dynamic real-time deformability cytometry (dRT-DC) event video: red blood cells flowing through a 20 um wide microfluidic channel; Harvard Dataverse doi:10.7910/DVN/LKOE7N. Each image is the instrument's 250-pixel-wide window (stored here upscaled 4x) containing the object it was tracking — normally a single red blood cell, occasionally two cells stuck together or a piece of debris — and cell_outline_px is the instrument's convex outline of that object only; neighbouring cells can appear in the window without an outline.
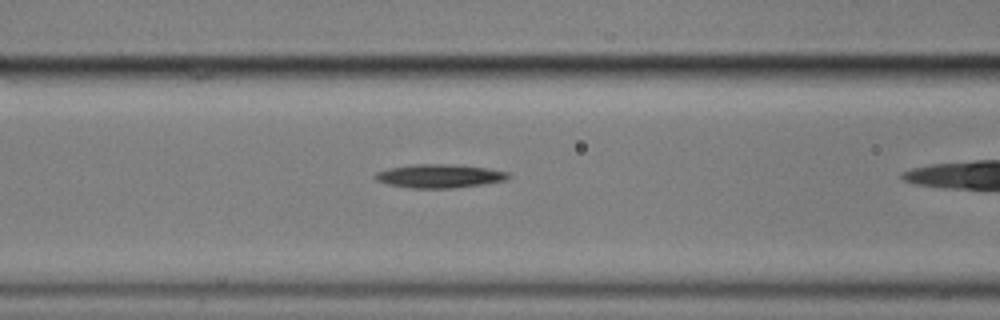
{"species": "common noctule bat (a hibernating species)", "species_latin": "Nyctalus noctula", "temperature_condition": "cold", "stored_images_in_passage": 30, "camera_frame_rate_fps": 3000, "um_per_image_px": 0.085, "animal": {"sex": "male", "body_mass_g": 17.9}, "frame": {"image": 1, "passage_image": 8, "time_ms": 2.333, "image_size_px": [1000, 320], "cell_outline_px": [[512, 176], [504, 180], [484, 184], [452, 188], [412, 188], [388, 184], [376, 180], [372, 176], [376, 172], [388, 168], [412, 164], [444, 164], [488, 168], [508, 172]], "centroid_in_image_um": [37.32, 14.96], "position_along_channel_um": 129.3, "area_um2": 18.26}}
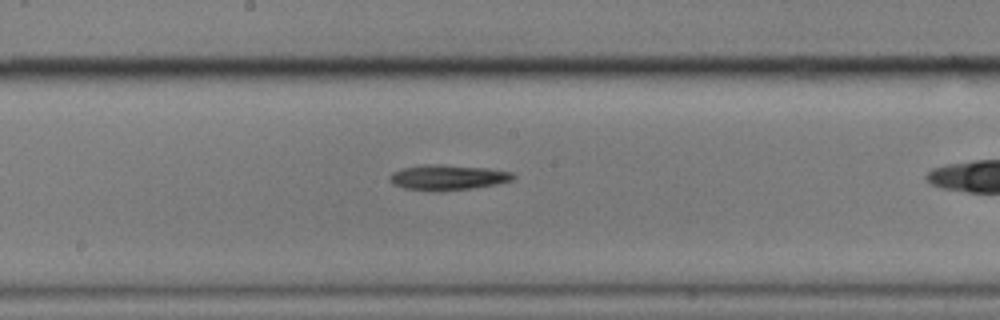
{"frame": {"image": 2, "passage_image": 15, "time_ms": 4.667, "image_size_px": [1000, 320], "cell_outline_px": [[516, 176], [512, 180], [496, 184], [472, 188], [440, 192], [432, 192], [404, 188], [392, 184], [388, 180], [392, 172], [400, 168], [424, 164], [440, 164], [488, 168], [512, 172]], "centroid_in_image_um": [38.01, 15.08], "position_along_channel_um": 210.2, "area_um2": 18.55}}
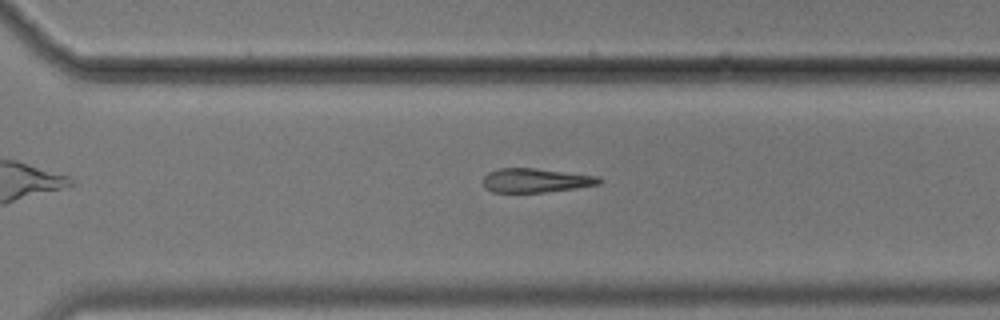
{"frame": {"image": 3, "passage_image": 25, "time_ms": 8.0, "image_size_px": [1000, 320], "cell_outline_px": [[604, 180], [600, 184], [576, 188], [544, 192], [492, 192], [484, 188], [484, 176], [488, 172], [500, 168], [536, 168], [600, 176]], "centroid_in_image_um": [45.57, 15.33], "position_along_channel_um": 325.0, "area_um2": 16.42}}